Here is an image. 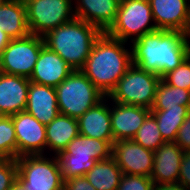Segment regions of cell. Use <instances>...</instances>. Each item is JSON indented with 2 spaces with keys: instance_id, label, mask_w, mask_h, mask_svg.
Listing matches in <instances>:
<instances>
[{
  "instance_id": "obj_1",
  "label": "cell",
  "mask_w": 190,
  "mask_h": 190,
  "mask_svg": "<svg viewBox=\"0 0 190 190\" xmlns=\"http://www.w3.org/2000/svg\"><path fill=\"white\" fill-rule=\"evenodd\" d=\"M132 64L161 78L190 55V41L180 31L156 30L131 43Z\"/></svg>"
},
{
  "instance_id": "obj_2",
  "label": "cell",
  "mask_w": 190,
  "mask_h": 190,
  "mask_svg": "<svg viewBox=\"0 0 190 190\" xmlns=\"http://www.w3.org/2000/svg\"><path fill=\"white\" fill-rule=\"evenodd\" d=\"M131 65V44L102 32L81 71L108 96Z\"/></svg>"
},
{
  "instance_id": "obj_3",
  "label": "cell",
  "mask_w": 190,
  "mask_h": 190,
  "mask_svg": "<svg viewBox=\"0 0 190 190\" xmlns=\"http://www.w3.org/2000/svg\"><path fill=\"white\" fill-rule=\"evenodd\" d=\"M102 31L79 18L58 26L43 36L45 45L71 68L81 70Z\"/></svg>"
},
{
  "instance_id": "obj_4",
  "label": "cell",
  "mask_w": 190,
  "mask_h": 190,
  "mask_svg": "<svg viewBox=\"0 0 190 190\" xmlns=\"http://www.w3.org/2000/svg\"><path fill=\"white\" fill-rule=\"evenodd\" d=\"M113 143L114 141L93 139L79 134L64 151L55 155L63 179L84 176L97 161L110 158Z\"/></svg>"
},
{
  "instance_id": "obj_5",
  "label": "cell",
  "mask_w": 190,
  "mask_h": 190,
  "mask_svg": "<svg viewBox=\"0 0 190 190\" xmlns=\"http://www.w3.org/2000/svg\"><path fill=\"white\" fill-rule=\"evenodd\" d=\"M55 90L60 114L76 119L105 97L81 70H74Z\"/></svg>"
},
{
  "instance_id": "obj_6",
  "label": "cell",
  "mask_w": 190,
  "mask_h": 190,
  "mask_svg": "<svg viewBox=\"0 0 190 190\" xmlns=\"http://www.w3.org/2000/svg\"><path fill=\"white\" fill-rule=\"evenodd\" d=\"M156 30L149 0H123L120 1L115 22L106 33L131 44Z\"/></svg>"
},
{
  "instance_id": "obj_7",
  "label": "cell",
  "mask_w": 190,
  "mask_h": 190,
  "mask_svg": "<svg viewBox=\"0 0 190 190\" xmlns=\"http://www.w3.org/2000/svg\"><path fill=\"white\" fill-rule=\"evenodd\" d=\"M161 77L132 64L107 96L110 101L151 109Z\"/></svg>"
},
{
  "instance_id": "obj_8",
  "label": "cell",
  "mask_w": 190,
  "mask_h": 190,
  "mask_svg": "<svg viewBox=\"0 0 190 190\" xmlns=\"http://www.w3.org/2000/svg\"><path fill=\"white\" fill-rule=\"evenodd\" d=\"M16 162L17 179L27 190H63L64 180L55 155H25Z\"/></svg>"
},
{
  "instance_id": "obj_9",
  "label": "cell",
  "mask_w": 190,
  "mask_h": 190,
  "mask_svg": "<svg viewBox=\"0 0 190 190\" xmlns=\"http://www.w3.org/2000/svg\"><path fill=\"white\" fill-rule=\"evenodd\" d=\"M25 5L30 34L41 37L75 17L73 0H30Z\"/></svg>"
},
{
  "instance_id": "obj_10",
  "label": "cell",
  "mask_w": 190,
  "mask_h": 190,
  "mask_svg": "<svg viewBox=\"0 0 190 190\" xmlns=\"http://www.w3.org/2000/svg\"><path fill=\"white\" fill-rule=\"evenodd\" d=\"M44 38L35 34L12 39L0 54V72L30 78Z\"/></svg>"
},
{
  "instance_id": "obj_11",
  "label": "cell",
  "mask_w": 190,
  "mask_h": 190,
  "mask_svg": "<svg viewBox=\"0 0 190 190\" xmlns=\"http://www.w3.org/2000/svg\"><path fill=\"white\" fill-rule=\"evenodd\" d=\"M17 139V158L46 155V126L26 111L12 115Z\"/></svg>"
},
{
  "instance_id": "obj_12",
  "label": "cell",
  "mask_w": 190,
  "mask_h": 190,
  "mask_svg": "<svg viewBox=\"0 0 190 190\" xmlns=\"http://www.w3.org/2000/svg\"><path fill=\"white\" fill-rule=\"evenodd\" d=\"M112 157L122 174L150 177L153 170L154 152L133 139L117 140L112 144Z\"/></svg>"
},
{
  "instance_id": "obj_13",
  "label": "cell",
  "mask_w": 190,
  "mask_h": 190,
  "mask_svg": "<svg viewBox=\"0 0 190 190\" xmlns=\"http://www.w3.org/2000/svg\"><path fill=\"white\" fill-rule=\"evenodd\" d=\"M157 29L187 33L190 0H149Z\"/></svg>"
},
{
  "instance_id": "obj_14",
  "label": "cell",
  "mask_w": 190,
  "mask_h": 190,
  "mask_svg": "<svg viewBox=\"0 0 190 190\" xmlns=\"http://www.w3.org/2000/svg\"><path fill=\"white\" fill-rule=\"evenodd\" d=\"M151 109L110 101L111 128L114 141L133 139Z\"/></svg>"
},
{
  "instance_id": "obj_15",
  "label": "cell",
  "mask_w": 190,
  "mask_h": 190,
  "mask_svg": "<svg viewBox=\"0 0 190 190\" xmlns=\"http://www.w3.org/2000/svg\"><path fill=\"white\" fill-rule=\"evenodd\" d=\"M74 71L56 52L44 45L38 56L30 82L57 87Z\"/></svg>"
},
{
  "instance_id": "obj_16",
  "label": "cell",
  "mask_w": 190,
  "mask_h": 190,
  "mask_svg": "<svg viewBox=\"0 0 190 190\" xmlns=\"http://www.w3.org/2000/svg\"><path fill=\"white\" fill-rule=\"evenodd\" d=\"M183 153L176 142H165L154 151L150 178L155 185L178 183Z\"/></svg>"
},
{
  "instance_id": "obj_17",
  "label": "cell",
  "mask_w": 190,
  "mask_h": 190,
  "mask_svg": "<svg viewBox=\"0 0 190 190\" xmlns=\"http://www.w3.org/2000/svg\"><path fill=\"white\" fill-rule=\"evenodd\" d=\"M74 15L102 32L115 22L120 0H73Z\"/></svg>"
},
{
  "instance_id": "obj_18",
  "label": "cell",
  "mask_w": 190,
  "mask_h": 190,
  "mask_svg": "<svg viewBox=\"0 0 190 190\" xmlns=\"http://www.w3.org/2000/svg\"><path fill=\"white\" fill-rule=\"evenodd\" d=\"M29 78L0 72V111L11 116L25 111Z\"/></svg>"
},
{
  "instance_id": "obj_19",
  "label": "cell",
  "mask_w": 190,
  "mask_h": 190,
  "mask_svg": "<svg viewBox=\"0 0 190 190\" xmlns=\"http://www.w3.org/2000/svg\"><path fill=\"white\" fill-rule=\"evenodd\" d=\"M79 134L105 141H114L110 118V100L105 96L78 119Z\"/></svg>"
},
{
  "instance_id": "obj_20",
  "label": "cell",
  "mask_w": 190,
  "mask_h": 190,
  "mask_svg": "<svg viewBox=\"0 0 190 190\" xmlns=\"http://www.w3.org/2000/svg\"><path fill=\"white\" fill-rule=\"evenodd\" d=\"M25 111L48 125L60 114L55 87L30 82Z\"/></svg>"
},
{
  "instance_id": "obj_21",
  "label": "cell",
  "mask_w": 190,
  "mask_h": 190,
  "mask_svg": "<svg viewBox=\"0 0 190 190\" xmlns=\"http://www.w3.org/2000/svg\"><path fill=\"white\" fill-rule=\"evenodd\" d=\"M78 135V120L59 114L46 125V155H48V153L49 155H56L64 151L67 145Z\"/></svg>"
},
{
  "instance_id": "obj_22",
  "label": "cell",
  "mask_w": 190,
  "mask_h": 190,
  "mask_svg": "<svg viewBox=\"0 0 190 190\" xmlns=\"http://www.w3.org/2000/svg\"><path fill=\"white\" fill-rule=\"evenodd\" d=\"M0 29L11 40L23 38L30 34L25 3L19 0L0 1Z\"/></svg>"
},
{
  "instance_id": "obj_23",
  "label": "cell",
  "mask_w": 190,
  "mask_h": 190,
  "mask_svg": "<svg viewBox=\"0 0 190 190\" xmlns=\"http://www.w3.org/2000/svg\"><path fill=\"white\" fill-rule=\"evenodd\" d=\"M84 176L97 190H118L122 171L111 156L108 159L97 161Z\"/></svg>"
},
{
  "instance_id": "obj_24",
  "label": "cell",
  "mask_w": 190,
  "mask_h": 190,
  "mask_svg": "<svg viewBox=\"0 0 190 190\" xmlns=\"http://www.w3.org/2000/svg\"><path fill=\"white\" fill-rule=\"evenodd\" d=\"M190 112L189 106L178 105L168 110H151L165 142H175L184 118Z\"/></svg>"
},
{
  "instance_id": "obj_25",
  "label": "cell",
  "mask_w": 190,
  "mask_h": 190,
  "mask_svg": "<svg viewBox=\"0 0 190 190\" xmlns=\"http://www.w3.org/2000/svg\"><path fill=\"white\" fill-rule=\"evenodd\" d=\"M178 105L190 107V90L171 86L161 79L157 85L151 110H168Z\"/></svg>"
},
{
  "instance_id": "obj_26",
  "label": "cell",
  "mask_w": 190,
  "mask_h": 190,
  "mask_svg": "<svg viewBox=\"0 0 190 190\" xmlns=\"http://www.w3.org/2000/svg\"><path fill=\"white\" fill-rule=\"evenodd\" d=\"M133 140L153 152L165 143L157 126V120L152 113L146 117Z\"/></svg>"
},
{
  "instance_id": "obj_27",
  "label": "cell",
  "mask_w": 190,
  "mask_h": 190,
  "mask_svg": "<svg viewBox=\"0 0 190 190\" xmlns=\"http://www.w3.org/2000/svg\"><path fill=\"white\" fill-rule=\"evenodd\" d=\"M0 157L17 159V139L12 115L0 118Z\"/></svg>"
},
{
  "instance_id": "obj_28",
  "label": "cell",
  "mask_w": 190,
  "mask_h": 190,
  "mask_svg": "<svg viewBox=\"0 0 190 190\" xmlns=\"http://www.w3.org/2000/svg\"><path fill=\"white\" fill-rule=\"evenodd\" d=\"M165 83L186 90H190V55L174 70L161 78Z\"/></svg>"
},
{
  "instance_id": "obj_29",
  "label": "cell",
  "mask_w": 190,
  "mask_h": 190,
  "mask_svg": "<svg viewBox=\"0 0 190 190\" xmlns=\"http://www.w3.org/2000/svg\"><path fill=\"white\" fill-rule=\"evenodd\" d=\"M154 185L150 177L122 174L118 190H153Z\"/></svg>"
},
{
  "instance_id": "obj_30",
  "label": "cell",
  "mask_w": 190,
  "mask_h": 190,
  "mask_svg": "<svg viewBox=\"0 0 190 190\" xmlns=\"http://www.w3.org/2000/svg\"><path fill=\"white\" fill-rule=\"evenodd\" d=\"M18 166L16 159L0 160V190H10L17 180Z\"/></svg>"
},
{
  "instance_id": "obj_31",
  "label": "cell",
  "mask_w": 190,
  "mask_h": 190,
  "mask_svg": "<svg viewBox=\"0 0 190 190\" xmlns=\"http://www.w3.org/2000/svg\"><path fill=\"white\" fill-rule=\"evenodd\" d=\"M175 142L183 151H190V112L184 118Z\"/></svg>"
},
{
  "instance_id": "obj_32",
  "label": "cell",
  "mask_w": 190,
  "mask_h": 190,
  "mask_svg": "<svg viewBox=\"0 0 190 190\" xmlns=\"http://www.w3.org/2000/svg\"><path fill=\"white\" fill-rule=\"evenodd\" d=\"M63 190H97L86 179L85 176L63 179Z\"/></svg>"
},
{
  "instance_id": "obj_33",
  "label": "cell",
  "mask_w": 190,
  "mask_h": 190,
  "mask_svg": "<svg viewBox=\"0 0 190 190\" xmlns=\"http://www.w3.org/2000/svg\"><path fill=\"white\" fill-rule=\"evenodd\" d=\"M153 190H188L185 186L180 183H169V184H157L154 185Z\"/></svg>"
},
{
  "instance_id": "obj_34",
  "label": "cell",
  "mask_w": 190,
  "mask_h": 190,
  "mask_svg": "<svg viewBox=\"0 0 190 190\" xmlns=\"http://www.w3.org/2000/svg\"><path fill=\"white\" fill-rule=\"evenodd\" d=\"M10 40L11 39L7 36V34L0 29V54L3 52Z\"/></svg>"
},
{
  "instance_id": "obj_35",
  "label": "cell",
  "mask_w": 190,
  "mask_h": 190,
  "mask_svg": "<svg viewBox=\"0 0 190 190\" xmlns=\"http://www.w3.org/2000/svg\"><path fill=\"white\" fill-rule=\"evenodd\" d=\"M10 190H27V188L17 179Z\"/></svg>"
},
{
  "instance_id": "obj_36",
  "label": "cell",
  "mask_w": 190,
  "mask_h": 190,
  "mask_svg": "<svg viewBox=\"0 0 190 190\" xmlns=\"http://www.w3.org/2000/svg\"><path fill=\"white\" fill-rule=\"evenodd\" d=\"M186 36H187V38H188L189 41H190V23H189V29H188V31H187V33H186Z\"/></svg>"
},
{
  "instance_id": "obj_37",
  "label": "cell",
  "mask_w": 190,
  "mask_h": 190,
  "mask_svg": "<svg viewBox=\"0 0 190 190\" xmlns=\"http://www.w3.org/2000/svg\"><path fill=\"white\" fill-rule=\"evenodd\" d=\"M19 1L26 3L27 1H30V0H19Z\"/></svg>"
},
{
  "instance_id": "obj_38",
  "label": "cell",
  "mask_w": 190,
  "mask_h": 190,
  "mask_svg": "<svg viewBox=\"0 0 190 190\" xmlns=\"http://www.w3.org/2000/svg\"><path fill=\"white\" fill-rule=\"evenodd\" d=\"M4 115L2 114V112L0 111V118H2Z\"/></svg>"
}]
</instances>
